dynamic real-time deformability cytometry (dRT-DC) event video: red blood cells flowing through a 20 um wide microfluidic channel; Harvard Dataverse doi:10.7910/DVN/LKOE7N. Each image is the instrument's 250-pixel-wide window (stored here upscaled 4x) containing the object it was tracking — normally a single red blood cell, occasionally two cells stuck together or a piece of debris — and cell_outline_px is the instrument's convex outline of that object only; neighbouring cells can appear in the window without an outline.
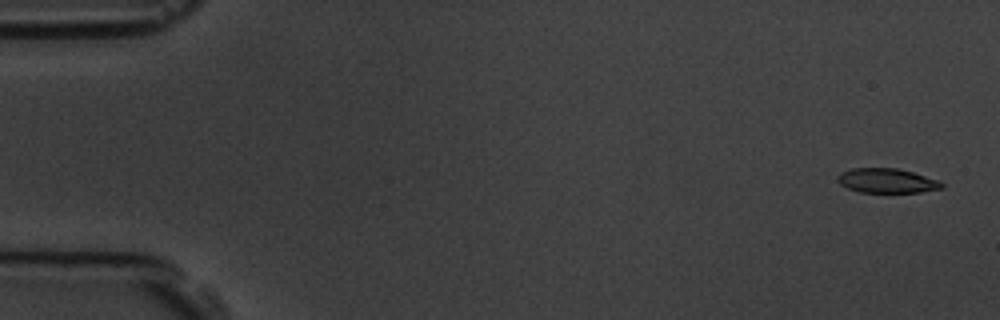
{"species": "common noctule bat (a hibernating species)", "species_latin": "Nyctalus noctula", "temperature_condition": "room temperature", "stored_images_in_passage": 5, "camera_frame_rate_fps": 3000, "um_per_image_px": 0.085, "animal": {"sex": "male", "body_mass_g": 19.5, "forearm_length_mm": 54.6}, "frame": {"image": 1, "passage_image": 1, "time_ms": 0.0, "image_size_px": [1000, 320], "cell_outline_px": [[944, 188], [920, 192], [860, 192], [848, 188], [840, 184], [836, 180], [836, 176], [840, 172], [852, 168], [896, 168], [912, 172], [940, 180], [944, 184]], "centroid_in_image_um": [75.38, 15.35], "position_along_channel_um": 9.6, "area_um2": 14.97}}
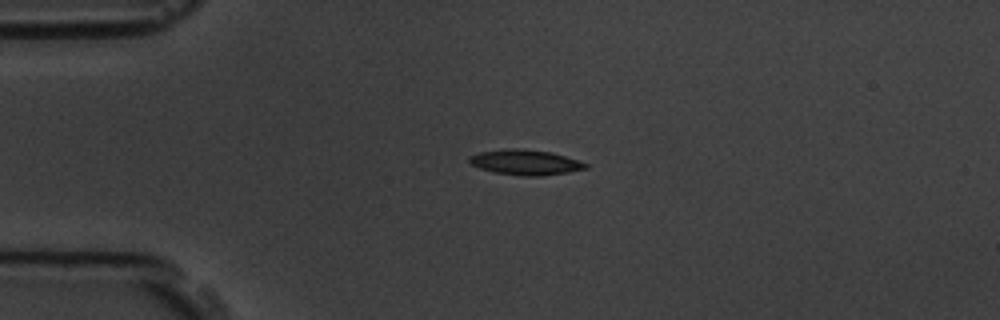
{"frame": {"image": 2, "passage_image": 4, "time_ms": 3.667, "image_size_px": [1000, 320], "cell_outline_px": [[588, 168], [568, 172], [540, 176], [524, 176], [496, 172], [480, 168], [472, 164], [468, 160], [468, 156], [480, 152], [504, 148], [516, 148], [552, 152], [588, 164]], "centroid_in_image_um": [44.64, 13.79], "position_along_channel_um": 40.4, "area_um2": 16.94}}
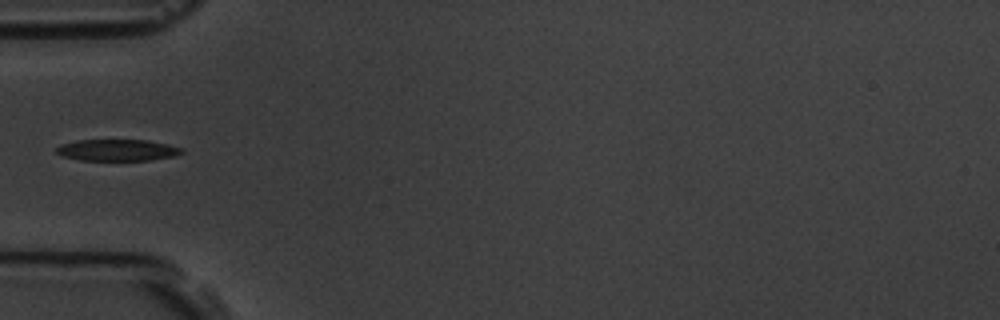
{"frame": {"image": 3, "passage_image": 5, "time_ms": 5.333, "image_size_px": [1000, 320], "cell_outline_px": [[184, 152], [172, 156], [152, 160], [80, 160], [60, 156], [56, 152], [56, 148], [60, 144], [76, 140], [148, 140], [168, 144], [184, 148]], "centroid_in_image_um": [9.96, 12.75], "position_along_channel_um": 75.0, "area_um2": 15.84}}